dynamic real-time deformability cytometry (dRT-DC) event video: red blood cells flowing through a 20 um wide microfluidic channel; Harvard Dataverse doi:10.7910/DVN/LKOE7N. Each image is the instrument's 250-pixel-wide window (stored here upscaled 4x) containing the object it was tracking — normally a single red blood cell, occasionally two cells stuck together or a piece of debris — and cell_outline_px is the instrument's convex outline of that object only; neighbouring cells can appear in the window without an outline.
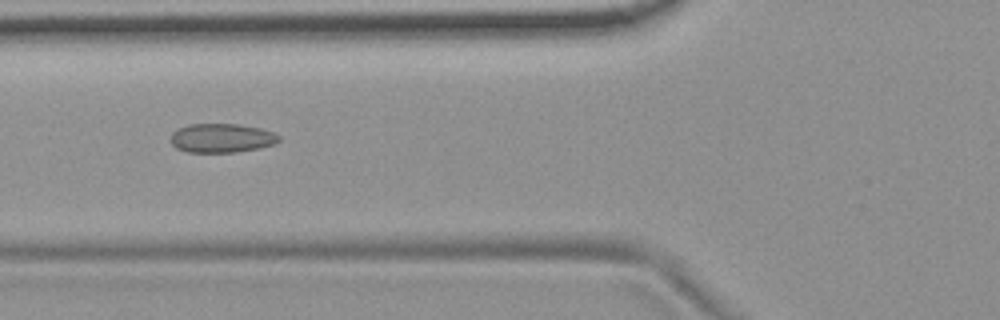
{"species": "common noctule bat (a hibernating species)", "species_latin": "Nyctalus noctula", "temperature_condition": "room temperature", "stored_images_in_passage": 7, "camera_frame_rate_fps": 3000, "um_per_image_px": 0.085, "animal": {"sex": "female", "body_mass_g": 19.9}, "frame": {"image": 1, "passage_image": 5, "time_ms": 5.667, "image_size_px": [1000, 320], "cell_outline_px": [[280, 140], [272, 144], [260, 148], [236, 152], [188, 152], [176, 148], [172, 144], [172, 132], [188, 124], [236, 124], [260, 128], [272, 132], [280, 136]], "centroid_in_image_um": [18.84, 11.74], "position_along_channel_um": 107.0, "area_um2": 18.15}}
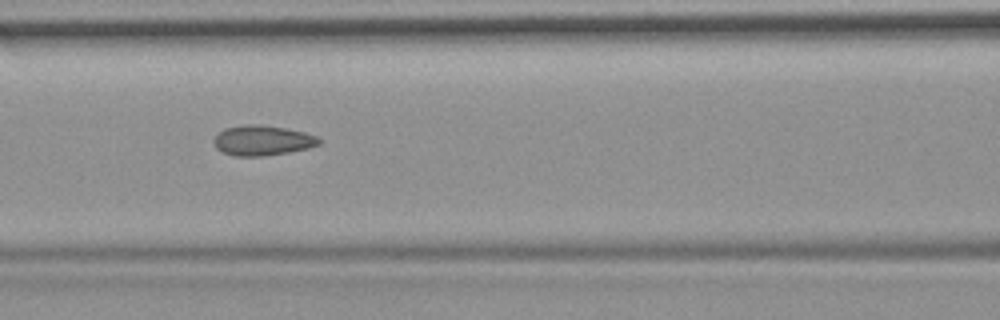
{"frame": {"image": 2, "passage_image": 6, "time_ms": 6.667, "image_size_px": [1000, 320], "cell_outline_px": [[320, 144], [308, 148], [288, 152], [264, 156], [232, 156], [216, 148], [212, 140], [224, 128], [244, 124], [260, 124], [284, 128], [304, 132], [320, 136]], "centroid_in_image_um": [22.31, 11.93], "position_along_channel_um": 144.3, "area_um2": 18.55}}